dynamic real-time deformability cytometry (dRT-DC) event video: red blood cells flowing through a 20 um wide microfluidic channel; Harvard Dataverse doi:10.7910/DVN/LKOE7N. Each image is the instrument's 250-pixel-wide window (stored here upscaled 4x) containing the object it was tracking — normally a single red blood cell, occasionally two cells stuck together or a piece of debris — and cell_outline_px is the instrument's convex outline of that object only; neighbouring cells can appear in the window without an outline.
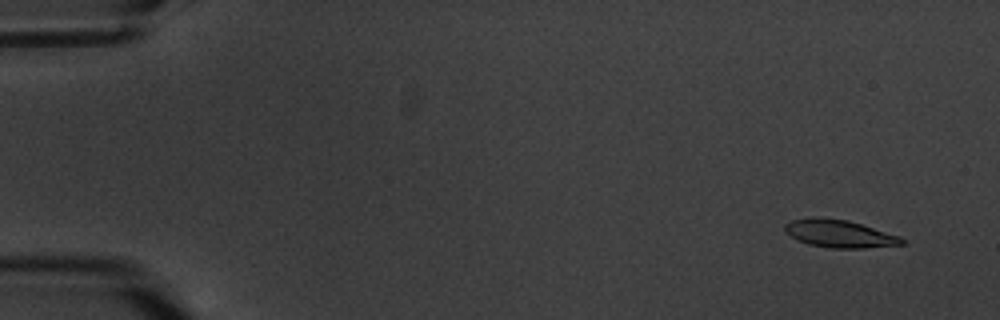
{"species": "common noctule bat (a hibernating species)", "species_latin": "Nyctalus noctula", "temperature_condition": "warm", "stored_images_in_passage": 5, "camera_frame_rate_fps": 3000, "um_per_image_px": 0.085, "animal": {"sex": "male", "body_mass_g": 20.1, "forearm_length_mm": 53.5}, "frame": {"image": 1, "passage_image": 1, "time_ms": 0.0, "image_size_px": [1000, 320], "cell_outline_px": [[908, 244], [864, 248], [828, 248], [808, 244], [784, 232], [784, 224], [792, 220], [812, 216], [816, 216], [848, 220], [900, 236], [908, 240]], "centroid_in_image_um": [71.38, 19.86], "position_along_channel_um": 13.6, "area_um2": 19.13}}
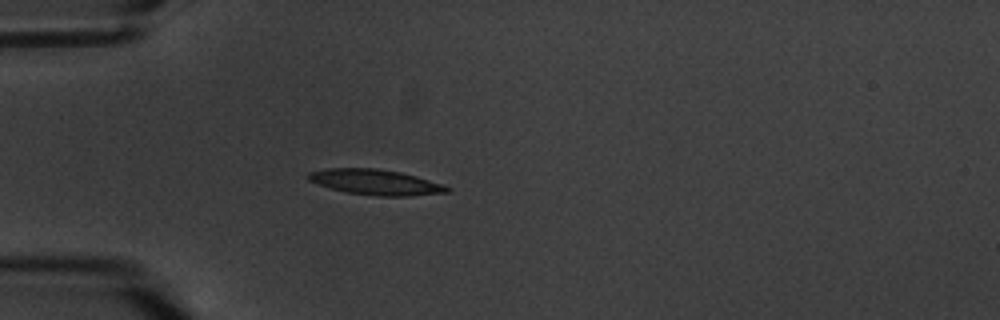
{"frame": {"image": 2, "passage_image": 5, "time_ms": 4.667, "image_size_px": [1000, 320], "cell_outline_px": [[452, 192], [408, 196], [376, 196], [344, 192], [308, 180], [304, 176], [308, 172], [328, 168], [376, 168], [400, 172], [416, 176], [452, 188]], "centroid_in_image_um": [31.91, 15.48], "position_along_channel_um": 53.1, "area_um2": 20.58}}